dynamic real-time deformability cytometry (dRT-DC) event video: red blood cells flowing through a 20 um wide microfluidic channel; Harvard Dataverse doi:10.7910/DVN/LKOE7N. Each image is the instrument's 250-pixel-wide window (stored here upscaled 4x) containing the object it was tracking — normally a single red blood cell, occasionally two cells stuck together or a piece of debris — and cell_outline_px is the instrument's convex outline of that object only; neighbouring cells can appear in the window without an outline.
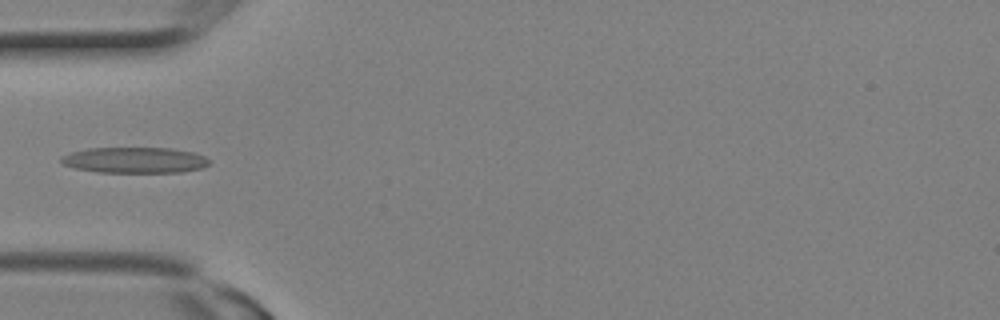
{"species": "Egyptian fruit bat (a non-hibernating species)", "species_latin": "Rousettus aegyptiacus", "temperature_condition": "room temperature", "stored_images_in_passage": 7, "camera_frame_rate_fps": 3000, "um_per_image_px": 0.085, "animal": {"sex": "female"}, "frame": {"image": 1, "passage_image": 6, "time_ms": 1.667, "image_size_px": [1000, 320], "cell_outline_px": [[208, 164], [200, 168], [180, 172], [96, 172], [76, 168], [64, 164], [60, 160], [60, 156], [72, 152], [88, 148], [168, 148], [196, 152], [204, 156], [208, 160]], "centroid_in_image_um": [11.43, 13.6], "position_along_channel_um": 73.6, "area_um2": 22.14}}